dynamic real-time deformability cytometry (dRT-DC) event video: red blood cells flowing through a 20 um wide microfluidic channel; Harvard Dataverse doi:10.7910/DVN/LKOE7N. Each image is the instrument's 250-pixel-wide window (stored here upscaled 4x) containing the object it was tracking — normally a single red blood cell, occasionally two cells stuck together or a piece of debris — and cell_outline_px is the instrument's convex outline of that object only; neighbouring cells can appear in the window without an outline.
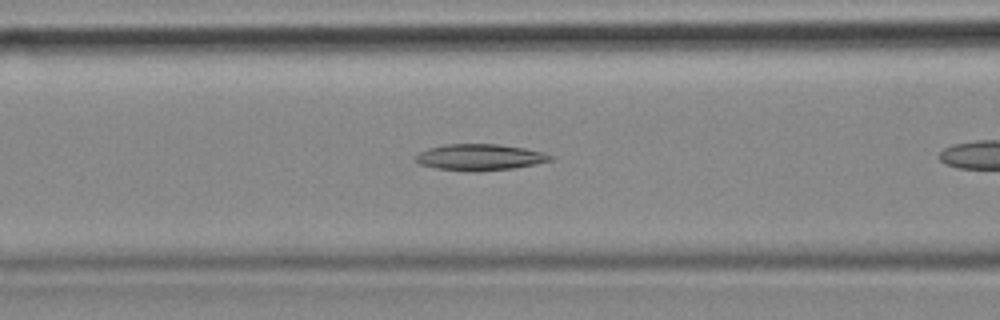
{"species": "common noctule bat (a hibernating species)", "species_latin": "Nyctalus noctula", "temperature_condition": "cold", "stored_images_in_passage": 14, "camera_frame_rate_fps": 3000, "um_per_image_px": 0.085, "animal": {"sex": "female", "body_mass_g": 18.4}, "frame": {"image": 1, "passage_image": 5, "time_ms": 1.333, "image_size_px": [1000, 320], "cell_outline_px": [[556, 156], [552, 160], [536, 164], [512, 168], [436, 168], [420, 164], [416, 160], [416, 156], [420, 152], [428, 148], [444, 144], [500, 144], [524, 148], [544, 152]], "centroid_in_image_um": [40.86, 13.3], "position_along_channel_um": 125.7, "area_um2": 19.59}}
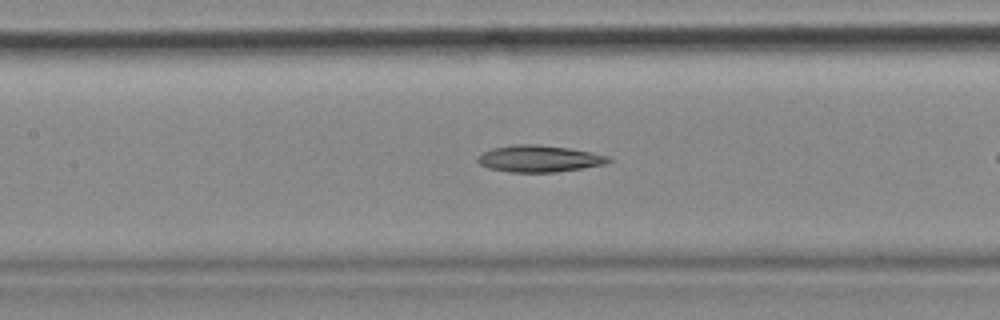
{"frame": {"image": 2, "passage_image": 8, "time_ms": 2.333, "image_size_px": [1000, 320], "cell_outline_px": [[612, 160], [604, 164], [584, 168], [556, 172], [508, 172], [488, 168], [480, 164], [476, 160], [476, 156], [492, 148], [512, 144], [540, 144], [568, 148], [592, 152], [612, 156]], "centroid_in_image_um": [45.83, 13.48], "position_along_channel_um": 161.6, "area_um2": 20.63}}